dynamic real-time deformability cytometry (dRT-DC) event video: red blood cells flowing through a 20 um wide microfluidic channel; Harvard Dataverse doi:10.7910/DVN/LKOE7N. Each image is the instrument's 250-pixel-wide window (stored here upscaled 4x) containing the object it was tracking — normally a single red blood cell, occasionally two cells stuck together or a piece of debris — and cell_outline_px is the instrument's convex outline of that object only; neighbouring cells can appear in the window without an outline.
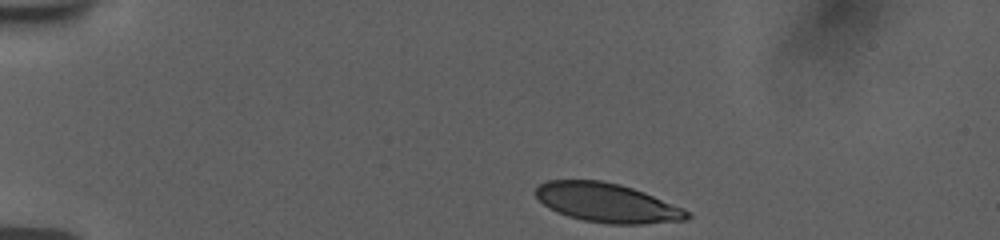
{"species": "human", "species_latin": "Homo sapiens", "temperature_condition": "room temperature", "stored_images_in_passage": 40, "camera_frame_rate_fps": 3000, "um_per_image_px": 0.085, "donor": {"sex": "female"}, "frame": {"image": 1, "passage_image": 1, "time_ms": 0.0, "image_size_px": [1000, 240], "cell_outline_px": [[692, 216], [688, 220], [644, 224], [608, 224], [584, 220], [568, 216], [548, 208], [536, 196], [536, 188], [540, 184], [548, 180], [600, 180], [620, 184], [644, 192], [692, 212]], "centroid_in_image_um": [51.64, 17.24], "position_along_channel_um": 33.4, "area_um2": 34.51}}
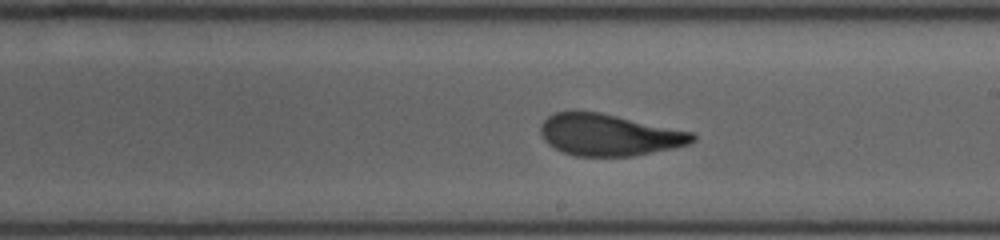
{"frame": {"image": 2, "passage_image": 23, "time_ms": 7.333, "image_size_px": [1000, 240], "cell_outline_px": [[696, 140], [688, 144], [672, 148], [632, 156], [576, 156], [564, 152], [548, 144], [544, 140], [540, 132], [540, 124], [548, 116], [556, 112], [600, 112], [692, 132], [696, 136]], "centroid_in_image_um": [51.76, 11.47], "position_along_channel_um": 237.2, "area_um2": 36.53}}
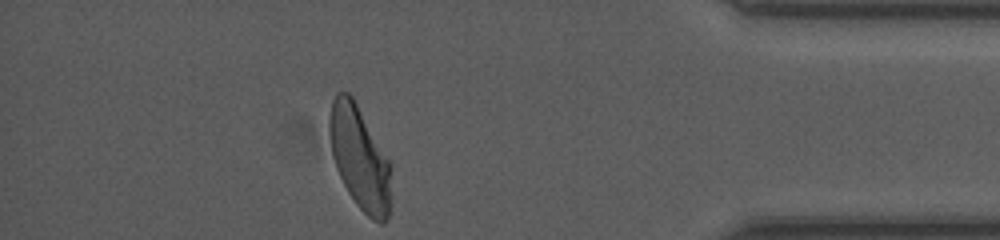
{"frame": {"image": 3, "passage_image": 39, "time_ms": 12.667, "image_size_px": [1000, 240], "cell_outline_px": [[392, 196], [388, 220], [384, 224], [380, 224], [372, 220], [356, 204], [348, 192], [336, 168], [332, 152], [328, 132], [328, 120], [332, 100], [336, 92], [348, 92], [352, 96], [392, 164]], "centroid_in_image_um": [30.61, 13.46], "position_along_channel_um": 404.6, "area_um2": 37.8}, "authors_computed_cell_mechanics": {"area_um2": 37.2232, "velocity_mm_per_s": 3.7503, "shape_relaxation_time_tau1_ms": 4.2129, "shape_relaxation_time_tau2_ms": 0.9077, "deformation_change_tau1": 0.1641, "deformation_change_tau2": 0.07}}